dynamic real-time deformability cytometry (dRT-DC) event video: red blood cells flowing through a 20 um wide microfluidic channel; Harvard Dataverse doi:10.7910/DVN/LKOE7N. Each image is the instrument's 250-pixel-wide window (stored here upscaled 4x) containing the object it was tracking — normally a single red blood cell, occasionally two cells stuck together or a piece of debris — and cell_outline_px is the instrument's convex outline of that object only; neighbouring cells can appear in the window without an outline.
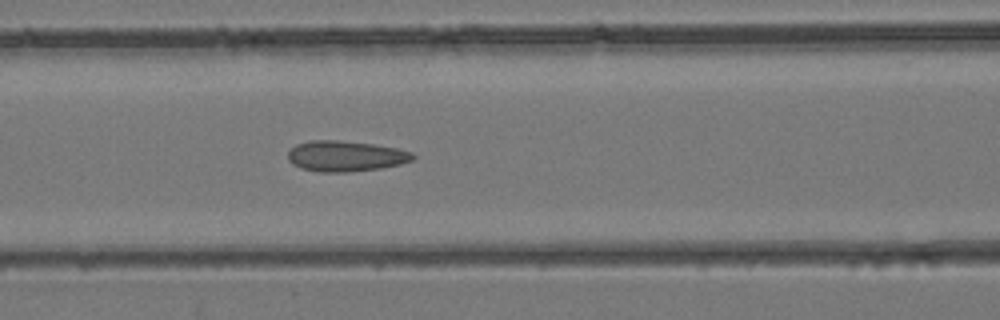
{"species": "common noctule bat (a hibernating species)", "species_latin": "Nyctalus noctula", "temperature_condition": "room temperature", "stored_images_in_passage": 17, "camera_frame_rate_fps": 3000, "um_per_image_px": 0.085, "animal": {"sex": "female", "body_mass_g": 24.6, "forearm_length_mm": 56.2}, "frame": {"image": 1, "passage_image": 12, "time_ms": 3.667, "image_size_px": [1000, 320], "cell_outline_px": [[416, 156], [412, 160], [400, 164], [380, 168], [348, 172], [320, 172], [300, 168], [292, 164], [288, 160], [288, 152], [296, 144], [308, 140], [336, 140], [372, 144], [396, 148], [412, 152]], "centroid_in_image_um": [29.34, 13.27], "position_along_channel_um": 137.3, "area_um2": 22.31}}
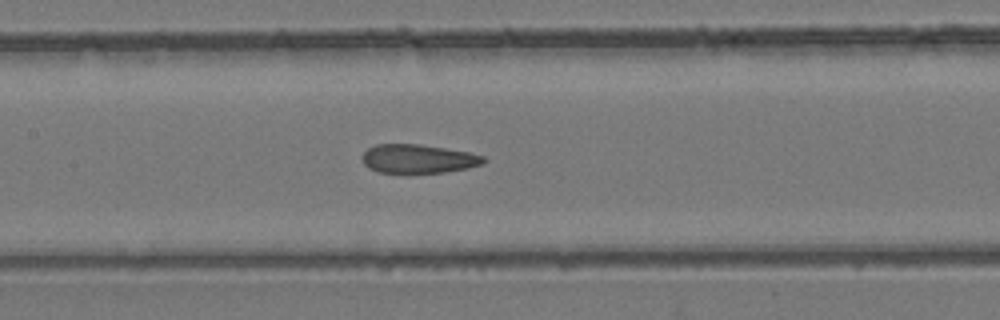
{"frame": {"image": 2, "passage_image": 14, "time_ms": 4.333, "image_size_px": [1000, 320], "cell_outline_px": [[488, 160], [484, 164], [468, 168], [444, 172], [380, 172], [368, 168], [364, 164], [360, 156], [368, 148], [376, 144], [420, 144], [468, 152], [484, 156]], "centroid_in_image_um": [35.55, 13.49], "position_along_channel_um": 171.8, "area_um2": 20.35}}
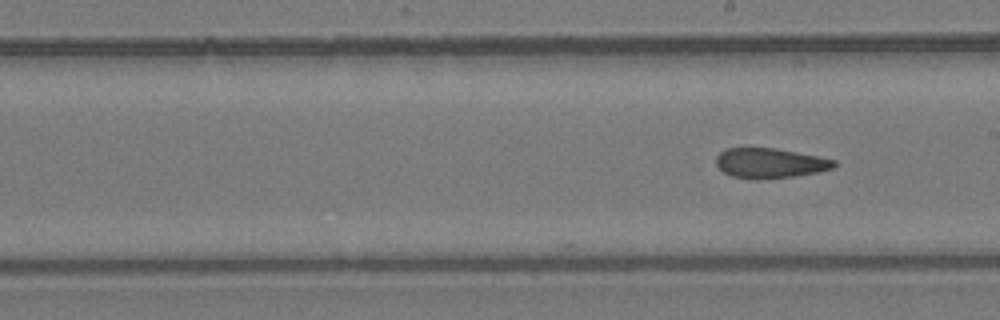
{"frame": {"image": 3, "passage_image": 17, "time_ms": 5.333, "image_size_px": [1000, 320], "cell_outline_px": [[836, 168], [796, 176], [756, 180], [752, 180], [732, 176], [724, 172], [716, 164], [716, 156], [720, 152], [728, 148], [776, 148], [836, 160]], "centroid_in_image_um": [65.44, 13.87], "position_along_channel_um": 223.6, "area_um2": 20.63}}